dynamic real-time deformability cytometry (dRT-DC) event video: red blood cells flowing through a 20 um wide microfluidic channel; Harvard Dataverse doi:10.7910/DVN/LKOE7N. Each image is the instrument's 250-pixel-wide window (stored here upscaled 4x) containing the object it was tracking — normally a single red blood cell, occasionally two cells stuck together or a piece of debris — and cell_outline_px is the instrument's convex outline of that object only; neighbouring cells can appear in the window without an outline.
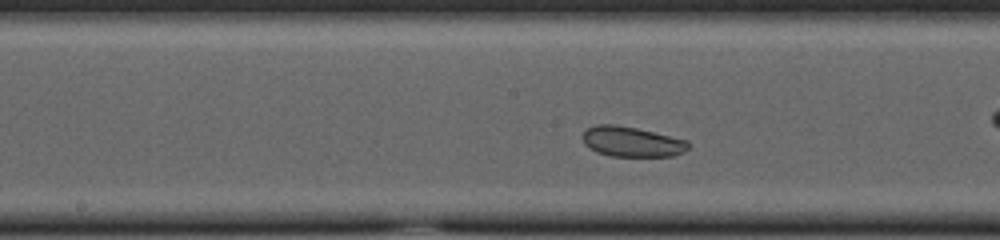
{"species": "common noctule bat (a hibernating species)", "species_latin": "Nyctalus noctula", "temperature_condition": "cold", "stored_images_in_passage": 44, "camera_frame_rate_fps": 3000, "um_per_image_px": 0.085, "animal": {"sex": "female", "body_mass_g": 23.0, "forearm_length_mm": 53.4}, "frame": {"image": 1, "passage_image": 26, "time_ms": 8.333, "image_size_px": [1000, 240], "cell_outline_px": [[692, 144], [684, 152], [672, 156], [612, 156], [596, 152], [588, 148], [584, 144], [584, 132], [588, 128], [596, 124], [616, 124], [636, 128], [688, 140]], "centroid_in_image_um": [53.72, 12.05], "position_along_channel_um": 194.5, "area_um2": 18.61}, "authors_computed_cell_mechanics": {"area_um2": 18.9584, "velocity_mm_per_s": 3.6704, "shape_relaxation_time_tau1_ms": 5.6859, "shape_relaxation_time_tau2_ms": 2.4849, "deformation_change_tau1": 0.0432, "deformation_change_tau2": 0.0772}}